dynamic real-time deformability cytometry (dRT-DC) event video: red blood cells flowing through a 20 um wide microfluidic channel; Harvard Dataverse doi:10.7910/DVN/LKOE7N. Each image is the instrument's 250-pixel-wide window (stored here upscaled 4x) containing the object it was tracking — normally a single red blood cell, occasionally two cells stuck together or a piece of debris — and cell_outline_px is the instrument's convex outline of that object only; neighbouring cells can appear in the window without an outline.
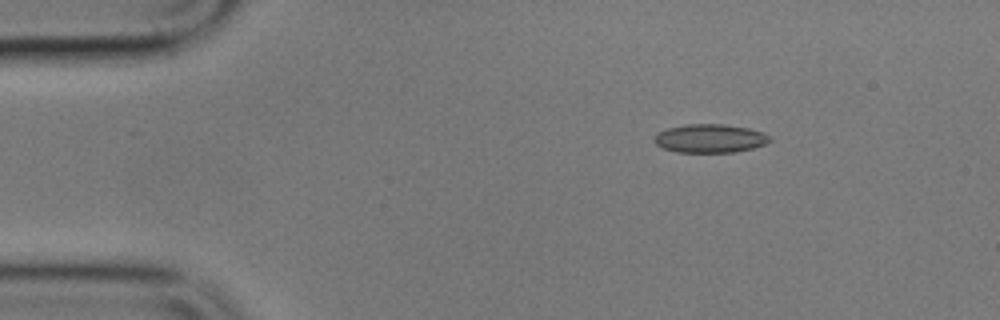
{"species": "common noctule bat (a hibernating species)", "species_latin": "Nyctalus noctula", "temperature_condition": "cold", "stored_images_in_passage": 3, "camera_frame_rate_fps": 3000, "um_per_image_px": 0.085, "animal": {"sex": "male", "body_mass_g": 17.9}, "frame": {"image": 1, "passage_image": 1, "time_ms": 0.0, "image_size_px": [1000, 320], "cell_outline_px": [[772, 140], [764, 144], [752, 148], [736, 152], [676, 152], [664, 148], [656, 144], [652, 140], [656, 132], [668, 128], [684, 124], [724, 124], [748, 128], [764, 132], [772, 136]], "centroid_in_image_um": [60.34, 11.76], "position_along_channel_um": 24.7, "area_um2": 19.42}}
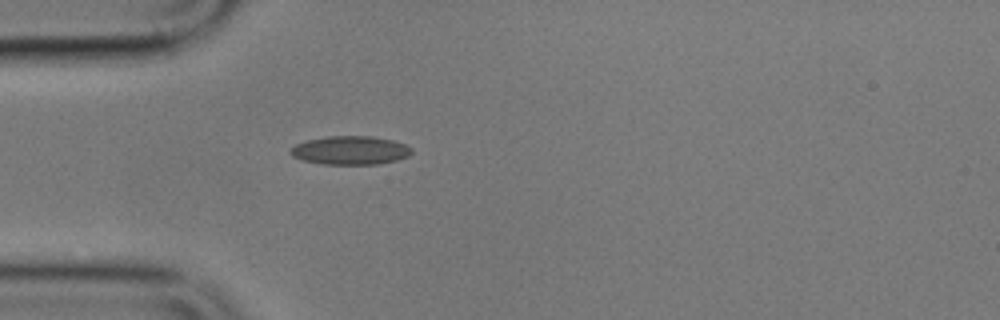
{"frame": {"image": 2, "passage_image": 3, "time_ms": 2.667, "image_size_px": [1000, 320], "cell_outline_px": [[412, 152], [408, 156], [396, 160], [376, 164], [324, 164], [304, 160], [292, 156], [288, 152], [296, 144], [308, 140], [328, 136], [372, 136], [392, 140], [404, 144], [412, 148]], "centroid_in_image_um": [29.78, 12.77], "position_along_channel_um": 55.2, "area_um2": 20.0}}